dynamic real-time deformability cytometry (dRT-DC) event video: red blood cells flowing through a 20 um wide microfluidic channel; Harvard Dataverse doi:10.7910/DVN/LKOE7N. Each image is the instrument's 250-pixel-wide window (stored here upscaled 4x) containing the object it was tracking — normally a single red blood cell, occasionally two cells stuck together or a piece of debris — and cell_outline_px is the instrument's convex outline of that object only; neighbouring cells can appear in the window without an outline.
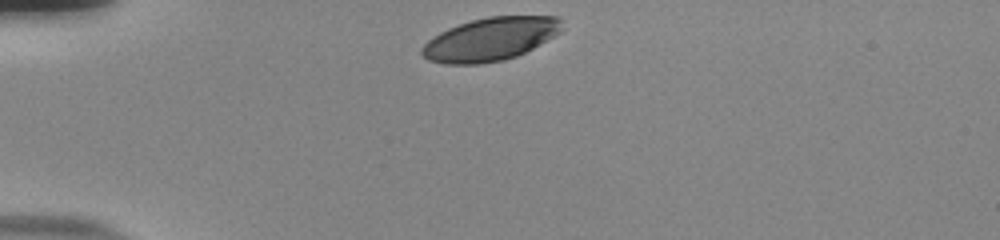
{"species": "human", "species_latin": "Homo sapiens", "temperature_condition": "room temperature", "stored_images_in_passage": 32, "camera_frame_rate_fps": 3000, "um_per_image_px": 0.085, "donor": {"sex": "male"}, "frame": {"image": 1, "passage_image": 1, "time_ms": 0.0, "image_size_px": [1000, 240], "cell_outline_px": [[560, 32], [532, 48], [516, 56], [504, 60], [480, 64], [444, 64], [428, 60], [420, 52], [420, 48], [428, 40], [440, 32], [448, 28], [472, 20], [488, 16], [560, 16]], "centroid_in_image_um": [41.63, 3.33], "position_along_channel_um": 43.4, "area_um2": 34.97}}
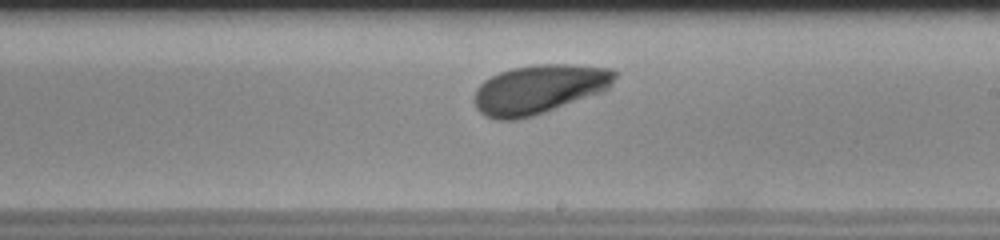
{"frame": {"image": 2, "passage_image": 20, "time_ms": 6.333, "image_size_px": [1000, 240], "cell_outline_px": [[616, 76], [612, 84], [604, 92], [532, 116], [516, 120], [496, 120], [484, 116], [476, 108], [472, 100], [472, 96], [476, 88], [484, 80], [500, 72], [512, 68], [536, 64], [572, 64], [612, 68], [616, 72]], "centroid_in_image_um": [45.8, 7.59], "position_along_channel_um": 243.2, "area_um2": 40.63}}
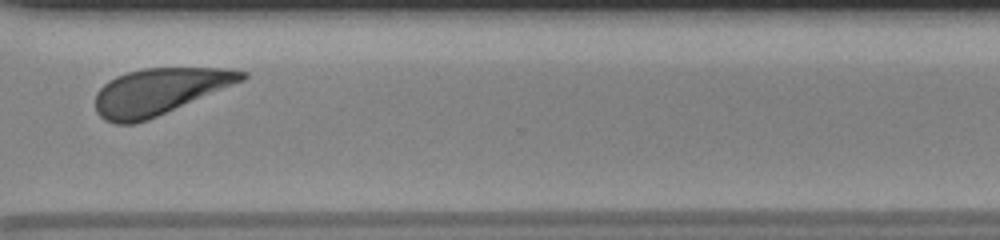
{"frame": {"image": 3, "passage_image": 29, "time_ms": 9.333, "image_size_px": [1000, 240], "cell_outline_px": [[248, 76], [244, 80], [148, 120], [136, 124], [116, 124], [104, 120], [96, 112], [96, 92], [108, 80], [116, 76], [128, 72], [144, 68], [224, 68], [248, 72]], "centroid_in_image_um": [13.51, 7.78], "position_along_channel_um": 357.1, "area_um2": 39.48}, "authors_computed_cell_mechanics": {"area_um2": 39.1884, "velocity_mm_per_s": 3.7774, "shape_relaxation_time_tau1_ms": 3.4636, "shape_relaxation_time_tau2_ms": null, "deformation_change_tau1": 0.1555, "deformation_change_tau2": null}}